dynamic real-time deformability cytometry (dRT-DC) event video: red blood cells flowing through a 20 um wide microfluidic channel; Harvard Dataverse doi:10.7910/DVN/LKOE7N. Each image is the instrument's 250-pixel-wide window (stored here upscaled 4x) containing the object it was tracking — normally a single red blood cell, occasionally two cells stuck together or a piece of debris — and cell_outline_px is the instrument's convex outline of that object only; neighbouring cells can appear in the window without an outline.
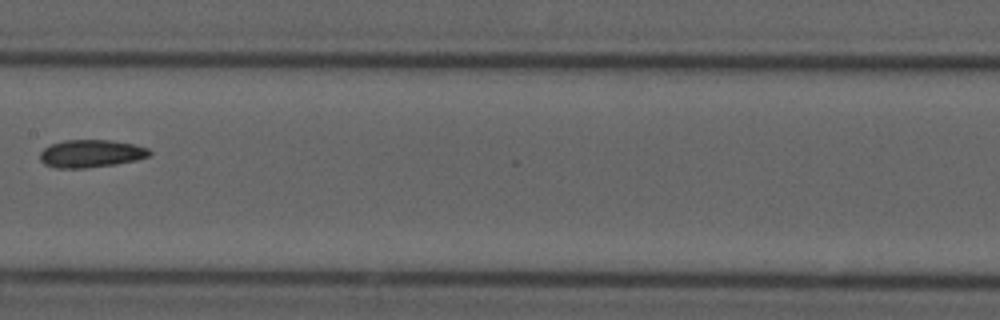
{"species": "common noctule bat (a hibernating species)", "species_latin": "Nyctalus noctula", "temperature_condition": "cold", "stored_images_in_passage": 9, "camera_frame_rate_fps": 3000, "um_per_image_px": 0.085, "animal": {"sex": "male", "forearm_length_mm": 52.5}, "frame": {"image": 1, "passage_image": 9, "time_ms": 10.333, "image_size_px": [1000, 320], "cell_outline_px": [[152, 152], [148, 156], [136, 160], [116, 164], [84, 168], [56, 168], [44, 164], [40, 160], [40, 152], [44, 148], [52, 144], [64, 140], [112, 140], [132, 144], [148, 148]], "centroid_in_image_um": [7.72, 13.05], "position_along_channel_um": 199.7, "area_um2": 17.63}}